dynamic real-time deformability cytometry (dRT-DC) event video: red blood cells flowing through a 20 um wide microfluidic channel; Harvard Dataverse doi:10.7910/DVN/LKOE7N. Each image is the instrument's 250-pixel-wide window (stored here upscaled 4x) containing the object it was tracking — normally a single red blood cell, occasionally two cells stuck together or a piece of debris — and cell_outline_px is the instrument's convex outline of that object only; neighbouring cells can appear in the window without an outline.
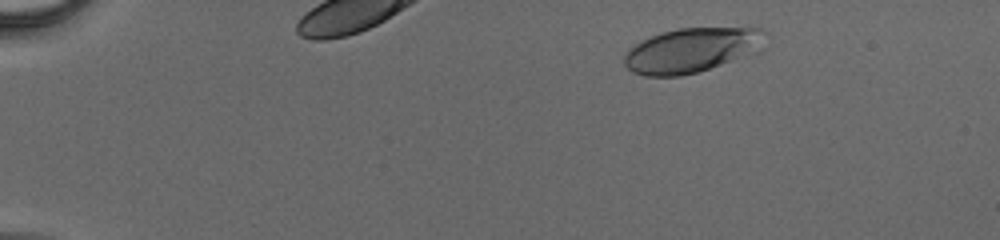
{"species": "human", "species_latin": "Homo sapiens", "temperature_condition": "cold", "stored_images_in_passage": 28, "camera_frame_rate_fps": 3000, "um_per_image_px": 0.085, "donor": {"sex": "male"}, "frame": {"image": 1, "passage_image": 2, "time_ms": 0.333, "image_size_px": [1000, 240], "cell_outline_px": [[768, 32], [764, 48], [760, 52], [696, 72], [680, 76], [644, 76], [632, 72], [624, 64], [624, 56], [628, 48], [652, 36], [664, 32], [680, 28], [760, 28]], "centroid_in_image_um": [58.86, 4.26], "position_along_channel_um": 26.1, "area_um2": 36.82}}
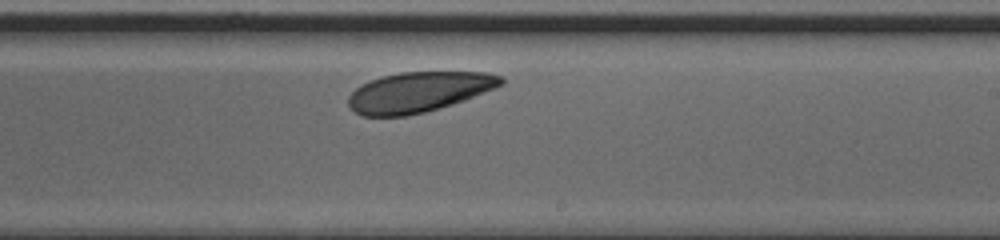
{"frame": {"image": 2, "passage_image": 18, "time_ms": 5.667, "image_size_px": [1000, 240], "cell_outline_px": [[504, 84], [464, 100], [452, 104], [424, 112], [404, 116], [360, 116], [348, 104], [348, 96], [356, 88], [380, 76], [400, 72], [488, 72], [504, 76]], "centroid_in_image_um": [35.6, 7.81], "position_along_channel_um": 253.4, "area_um2": 35.6}}
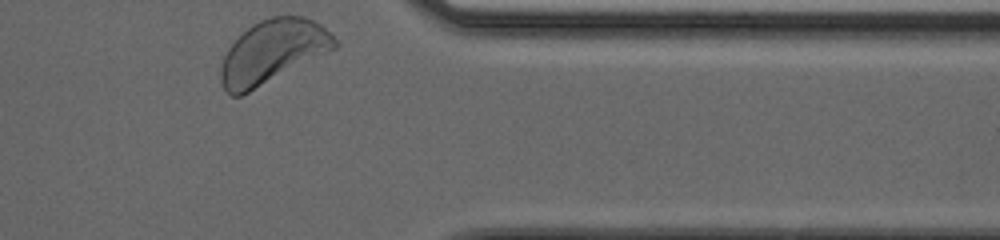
{"frame": {"image": 3, "passage_image": 28, "time_ms": 9.0, "image_size_px": [1000, 240], "cell_outline_px": [[340, 44], [336, 48], [240, 96], [232, 96], [220, 84], [220, 68], [224, 56], [228, 48], [252, 24], [260, 20], [272, 16], [304, 16], [320, 24]], "centroid_in_image_um": [23.16, 4.39], "position_along_channel_um": 388.2, "area_um2": 41.33}}